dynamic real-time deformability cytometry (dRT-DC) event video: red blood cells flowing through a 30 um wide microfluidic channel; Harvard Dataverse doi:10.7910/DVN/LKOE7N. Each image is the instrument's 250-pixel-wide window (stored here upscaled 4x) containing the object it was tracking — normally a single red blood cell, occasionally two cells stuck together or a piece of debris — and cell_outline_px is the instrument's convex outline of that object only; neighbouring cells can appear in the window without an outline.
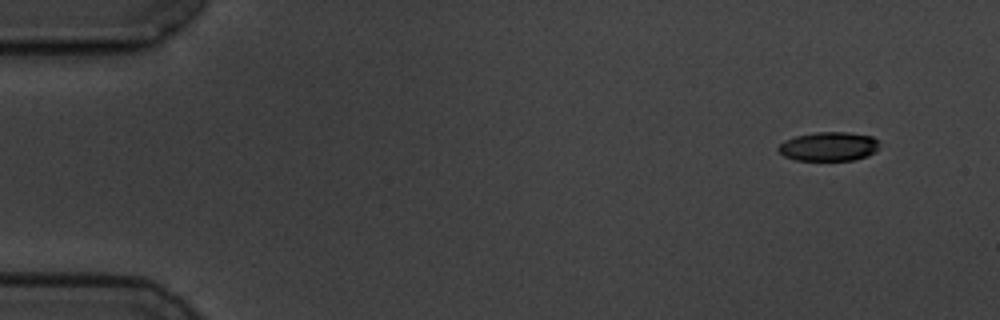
{"species": "common noctule bat (a hibernating species)", "species_latin": "Nyctalus noctula", "temperature_condition": "cold", "stored_images_in_passage": 4, "camera_frame_rate_fps": 3000, "um_per_image_px": 0.085, "animal": {"sex": "male", "body_mass_g": 19.5, "forearm_length_mm": 54.6}, "frame": {"image": 1, "passage_image": 1, "time_ms": 0.0, "image_size_px": [1000, 320], "cell_outline_px": [[880, 140], [876, 152], [868, 156], [852, 160], [796, 160], [784, 156], [776, 148], [784, 140], [796, 136], [816, 132], [848, 132], [872, 136]], "centroid_in_image_um": [70.47, 12.44], "position_along_channel_um": 14.5, "area_um2": 17.22}}
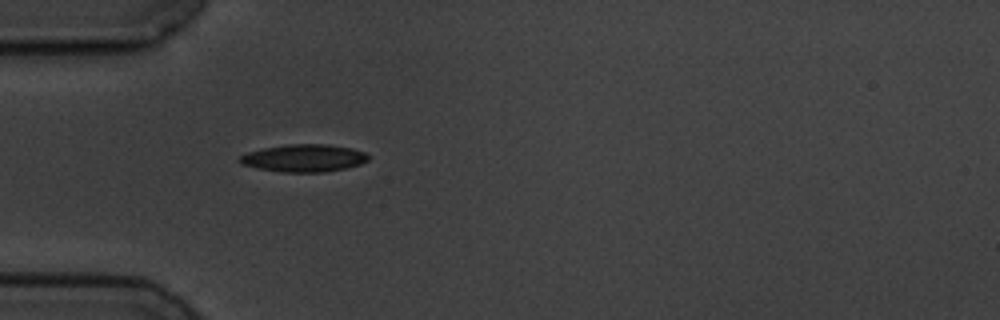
{"frame": {"image": 2, "passage_image": 4, "time_ms": 4.333, "image_size_px": [1000, 320], "cell_outline_px": [[368, 160], [360, 164], [344, 168], [324, 172], [284, 172], [260, 168], [240, 164], [240, 156], [248, 152], [264, 148], [288, 144], [328, 144], [352, 148], [364, 152], [368, 156]], "centroid_in_image_um": [25.85, 13.43], "position_along_channel_um": 59.2, "area_um2": 20.35}}